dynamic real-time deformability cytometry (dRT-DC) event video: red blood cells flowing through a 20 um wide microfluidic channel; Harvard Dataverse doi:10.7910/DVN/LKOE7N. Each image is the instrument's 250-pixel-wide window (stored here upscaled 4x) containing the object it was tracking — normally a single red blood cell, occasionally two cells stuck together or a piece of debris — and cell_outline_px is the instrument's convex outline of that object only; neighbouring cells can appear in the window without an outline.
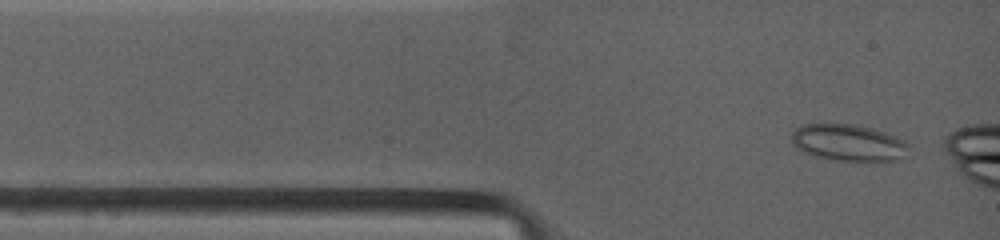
{"species": "common noctule bat (a hibernating species)", "species_latin": "Nyctalus noctula", "temperature_condition": "warm", "stored_images_in_passage": 4, "camera_frame_rate_fps": 4500, "um_per_image_px": 0.085, "animal": {"sex": "female", "body_mass_g": 19.0, "forearm_length_mm": 53.3}, "frame": {"image": 1, "passage_image": 1, "time_ms": 0.0, "image_size_px": [1000, 240], "cell_outline_px": [[908, 148], [896, 160], [836, 160], [816, 156], [804, 152], [796, 148], [792, 144], [792, 132], [796, 128], [804, 124], [852, 124], [872, 128], [884, 132], [904, 140], [908, 144]], "centroid_in_image_um": [72.05, 12.11], "position_along_channel_um": 13.0, "area_um2": 24.51}}